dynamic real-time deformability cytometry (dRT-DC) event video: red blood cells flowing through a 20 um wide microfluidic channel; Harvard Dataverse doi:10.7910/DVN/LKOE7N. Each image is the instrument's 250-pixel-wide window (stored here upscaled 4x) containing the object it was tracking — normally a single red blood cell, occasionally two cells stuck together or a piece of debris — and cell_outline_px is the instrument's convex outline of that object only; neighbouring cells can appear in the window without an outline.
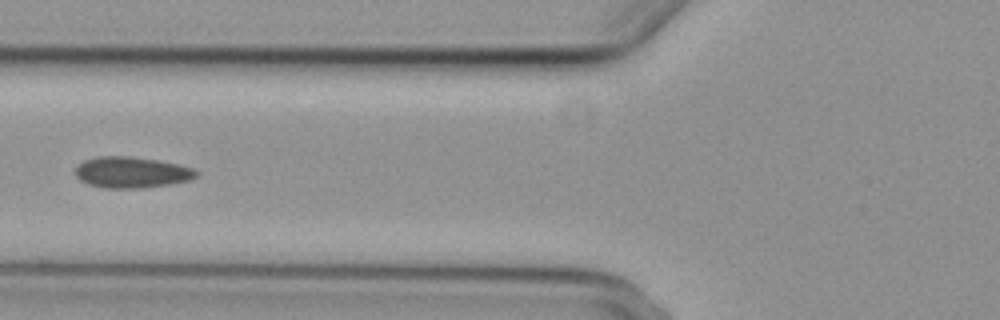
{"species": "common noctule bat (a hibernating species)", "species_latin": "Nyctalus noctula", "temperature_condition": "cold", "stored_images_in_passage": 2, "camera_frame_rate_fps": 3000, "um_per_image_px": 0.085, "animal": {"sex": "female", "body_mass_g": 29.2, "forearm_length_mm": 56.3}, "frame": {"image": 1, "passage_image": 2, "time_ms": 1.667, "image_size_px": [1000, 320], "cell_outline_px": [[200, 176], [188, 180], [168, 184], [144, 188], [104, 188], [88, 184], [80, 180], [76, 176], [76, 164], [84, 160], [100, 156], [132, 156], [156, 160], [176, 164], [192, 168], [200, 172]], "centroid_in_image_um": [11.17, 14.65], "position_along_channel_um": 114.6, "area_um2": 21.96}}